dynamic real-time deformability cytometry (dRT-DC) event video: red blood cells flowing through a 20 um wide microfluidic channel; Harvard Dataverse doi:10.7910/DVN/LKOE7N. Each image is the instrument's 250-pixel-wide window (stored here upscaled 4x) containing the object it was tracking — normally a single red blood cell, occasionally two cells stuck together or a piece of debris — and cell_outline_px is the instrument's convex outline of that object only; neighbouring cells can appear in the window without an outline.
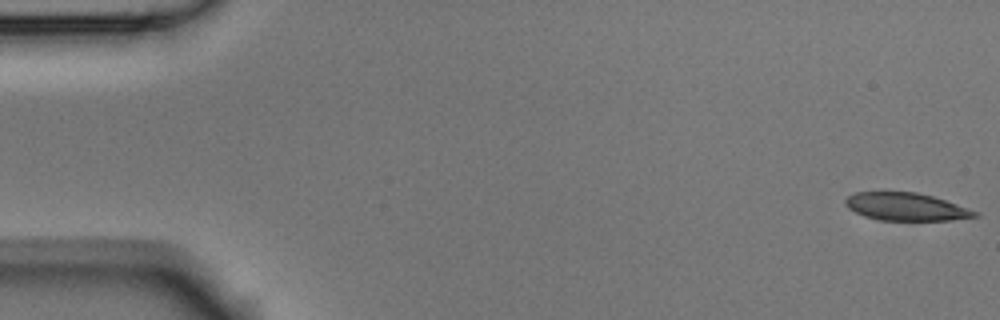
{"species": "Egyptian fruit bat (a non-hibernating species)", "species_latin": "Rousettus aegyptiacus", "temperature_condition": "room temperature", "stored_images_in_passage": 5, "camera_frame_rate_fps": 3000, "um_per_image_px": 0.085, "animal": {"sex": "male"}, "frame": {"image": 1, "passage_image": 1, "time_ms": 0.0, "image_size_px": [1000, 320], "cell_outline_px": [[980, 216], [948, 220], [880, 220], [864, 216], [848, 208], [844, 204], [844, 200], [848, 196], [856, 192], [880, 188], [884, 188], [916, 192], [932, 196], [980, 212]], "centroid_in_image_um": [76.92, 17.51], "position_along_channel_um": 8.1, "area_um2": 21.73}}
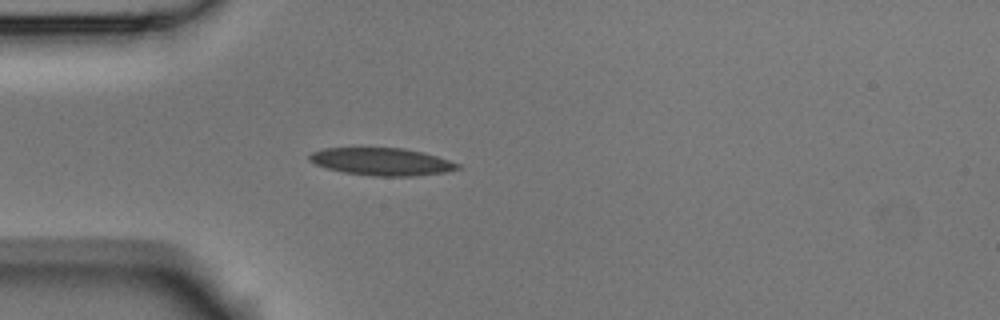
{"frame": {"image": 2, "passage_image": 5, "time_ms": 1.333, "image_size_px": [1000, 320], "cell_outline_px": [[464, 168], [444, 172], [412, 176], [372, 176], [344, 172], [328, 168], [316, 164], [308, 160], [308, 156], [312, 152], [324, 148], [404, 148], [424, 152], [460, 164]], "centroid_in_image_um": [32.47, 13.74], "position_along_channel_um": 52.5, "area_um2": 23.7}}